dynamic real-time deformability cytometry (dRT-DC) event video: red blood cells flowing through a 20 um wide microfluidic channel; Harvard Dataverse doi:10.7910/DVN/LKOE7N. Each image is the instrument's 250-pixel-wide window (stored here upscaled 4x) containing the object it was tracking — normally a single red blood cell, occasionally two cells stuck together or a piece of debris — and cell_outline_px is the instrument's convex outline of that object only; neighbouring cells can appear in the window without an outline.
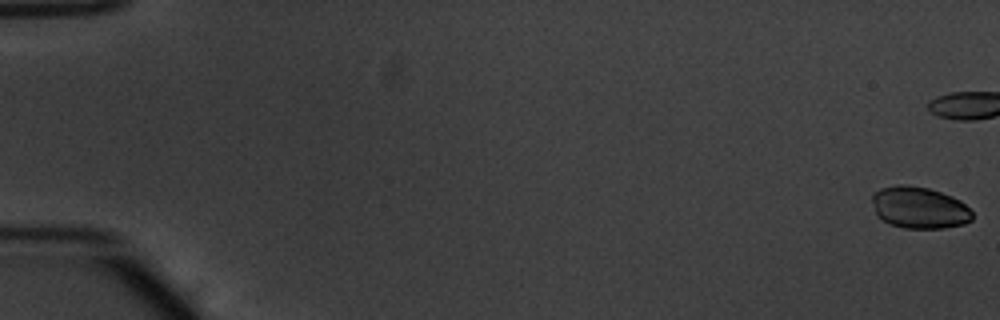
{"species": "common noctule bat (a hibernating species)", "species_latin": "Nyctalus noctula", "temperature_condition": "warm", "stored_images_in_passage": 45, "camera_frame_rate_fps": 3000, "um_per_image_px": 0.085, "animal": {"sex": "male", "body_mass_g": 20.1, "forearm_length_mm": 53.5}, "frame": {"image": 1, "passage_image": 1, "time_ms": 0.0, "image_size_px": [1000, 320], "cell_outline_px": [[972, 220], [964, 224], [944, 228], [904, 228], [888, 224], [876, 216], [872, 200], [872, 196], [880, 188], [900, 184], [908, 184], [928, 188], [952, 196], [960, 200], [972, 212]], "centroid_in_image_um": [78.12, 17.65], "position_along_channel_um": 6.9, "area_um2": 24.51}}
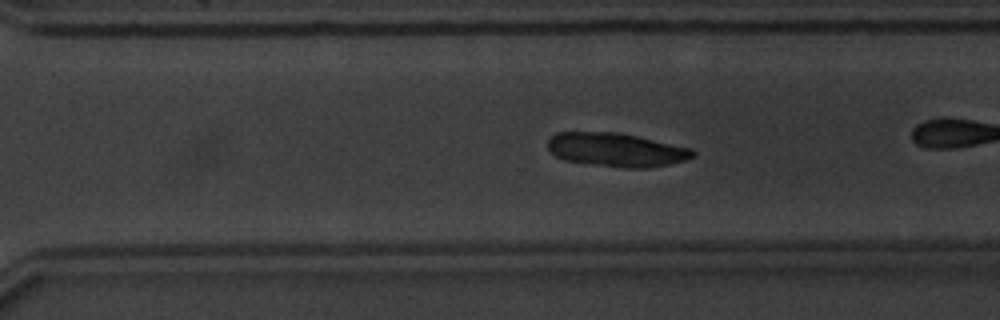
{"frame": {"image": 2, "passage_image": 39, "time_ms": 12.667, "image_size_px": [1000, 320], "cell_outline_px": [[696, 156], [684, 160], [668, 164], [644, 168], [624, 168], [564, 160], [556, 156], [548, 148], [548, 140], [556, 132], [620, 132], [692, 148], [696, 152]], "centroid_in_image_um": [52.4, 12.72], "position_along_channel_um": 318.2, "area_um2": 28.44}}